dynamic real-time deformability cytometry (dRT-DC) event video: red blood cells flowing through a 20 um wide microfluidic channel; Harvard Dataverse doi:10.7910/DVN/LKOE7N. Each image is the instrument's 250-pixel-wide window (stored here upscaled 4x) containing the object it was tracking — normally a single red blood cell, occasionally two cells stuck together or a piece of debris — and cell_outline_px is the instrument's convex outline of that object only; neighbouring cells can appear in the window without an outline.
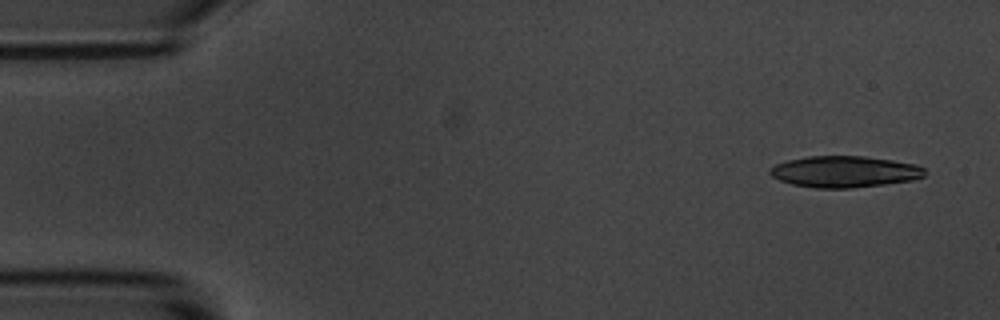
{"species": "common noctule bat (a hibernating species)", "species_latin": "Nyctalus noctula", "temperature_condition": "room temperature", "stored_images_in_passage": 4, "camera_frame_rate_fps": 3000, "um_per_image_px": 0.085, "animal": {"sex": "male", "body_mass_g": 20.1, "forearm_length_mm": 53.5}, "frame": {"image": 1, "passage_image": 1, "time_ms": 0.0, "image_size_px": [1000, 320], "cell_outline_px": [[924, 176], [912, 180], [884, 184], [852, 188], [816, 188], [792, 184], [780, 180], [772, 176], [768, 172], [768, 168], [776, 164], [788, 160], [808, 156], [864, 156], [892, 160], [916, 164], [924, 168]], "centroid_in_image_um": [71.76, 14.59], "position_along_channel_um": 13.2, "area_um2": 28.26}}